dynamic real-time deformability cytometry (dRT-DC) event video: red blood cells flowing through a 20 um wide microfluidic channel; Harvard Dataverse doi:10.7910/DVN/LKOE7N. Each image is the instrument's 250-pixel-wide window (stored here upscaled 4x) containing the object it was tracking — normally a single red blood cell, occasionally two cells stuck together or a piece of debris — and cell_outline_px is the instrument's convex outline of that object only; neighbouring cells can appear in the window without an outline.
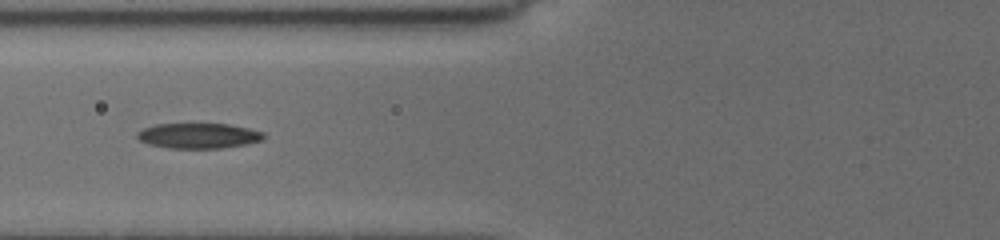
{"species": "common noctule bat (a hibernating species)", "species_latin": "Nyctalus noctula", "temperature_condition": "cold", "stored_images_in_passage": 25, "camera_frame_rate_fps": 3000, "um_per_image_px": 0.085, "animal": {"sex": "female", "body_mass_g": 19.5, "forearm_length_mm": 54.1}, "frame": {"image": 1, "passage_image": 16, "time_ms": 8.0, "image_size_px": [1000, 240], "cell_outline_px": [[264, 140], [224, 148], [168, 148], [148, 144], [140, 140], [136, 136], [136, 132], [144, 128], [156, 124], [228, 124], [248, 128], [264, 132]], "centroid_in_image_um": [16.87, 11.54], "position_along_channel_um": 108.9, "area_um2": 18.61}}
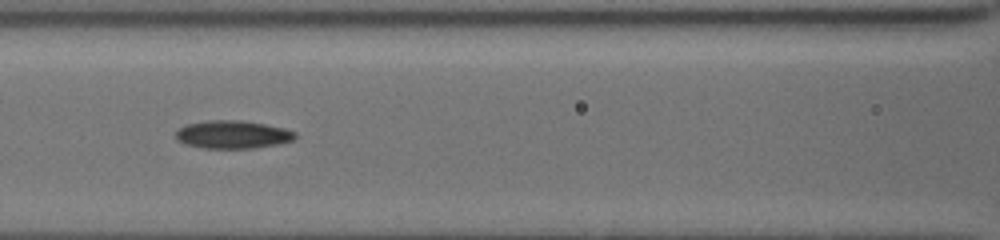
{"frame": {"image": 2, "passage_image": 20, "time_ms": 9.0, "image_size_px": [1000, 240], "cell_outline_px": [[296, 136], [292, 140], [280, 144], [256, 148], [204, 148], [184, 144], [176, 140], [176, 132], [180, 128], [188, 124], [208, 120], [240, 120], [264, 124], [284, 128], [296, 132]], "centroid_in_image_um": [19.78, 11.44], "position_along_channel_um": 146.8, "area_um2": 19.48}}
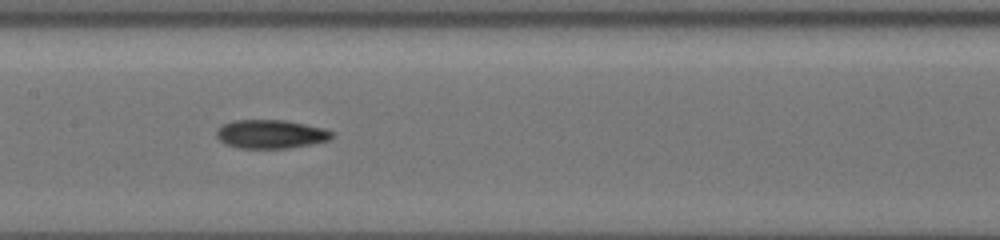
{"frame": {"image": 3, "passage_image": 24, "time_ms": 10.0, "image_size_px": [1000, 240], "cell_outline_px": [[332, 136], [328, 140], [312, 144], [288, 148], [240, 148], [224, 144], [216, 136], [216, 132], [224, 124], [232, 120], [284, 120], [304, 124], [320, 128], [332, 132]], "centroid_in_image_um": [22.97, 11.4], "position_along_channel_um": 184.4, "area_um2": 19.02}}